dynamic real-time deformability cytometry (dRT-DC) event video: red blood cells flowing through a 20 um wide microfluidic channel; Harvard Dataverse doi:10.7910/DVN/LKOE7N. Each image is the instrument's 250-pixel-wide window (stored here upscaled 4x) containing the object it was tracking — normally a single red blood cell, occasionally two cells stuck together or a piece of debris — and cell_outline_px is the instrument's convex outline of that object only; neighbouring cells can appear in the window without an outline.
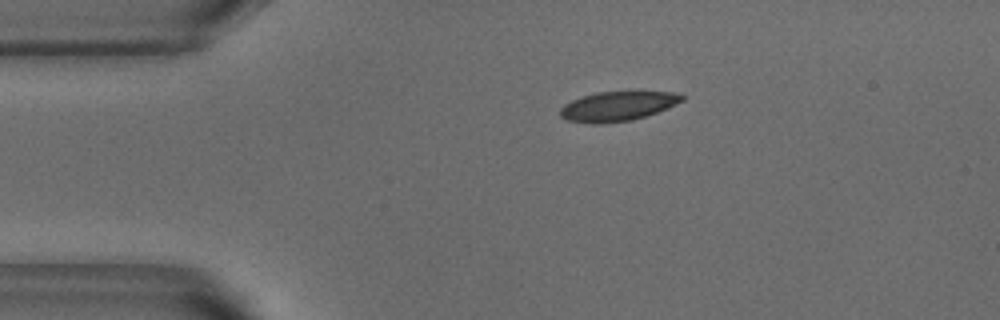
{"species": "common noctule bat (a hibernating species)", "species_latin": "Nyctalus noctula", "temperature_condition": "warm", "stored_images_in_passage": 31, "camera_frame_rate_fps": 3000, "um_per_image_px": 0.085, "animal": {"sex": "male", "body_mass_g": 18.8}, "frame": {"image": 1, "passage_image": 1, "time_ms": 0.0, "image_size_px": [1000, 320], "cell_outline_px": [[684, 100], [668, 108], [632, 120], [600, 124], [592, 124], [568, 120], [560, 116], [560, 108], [564, 104], [572, 100], [596, 92], [628, 88], [636, 88], [672, 92], [684, 96]], "centroid_in_image_um": [52.55, 8.96], "position_along_channel_um": 32.5, "area_um2": 21.96}}
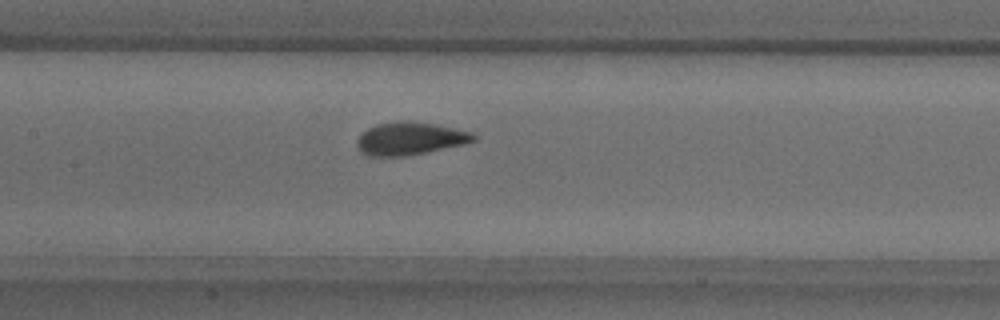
{"frame": {"image": 2, "passage_image": 15, "time_ms": 4.667, "image_size_px": [1000, 320], "cell_outline_px": [[476, 140], [464, 144], [404, 156], [368, 156], [356, 144], [356, 140], [368, 128], [376, 124], [400, 120], [412, 120], [436, 124], [472, 132], [476, 136]], "centroid_in_image_um": [34.86, 11.75], "position_along_channel_um": 172.5, "area_um2": 22.14}}
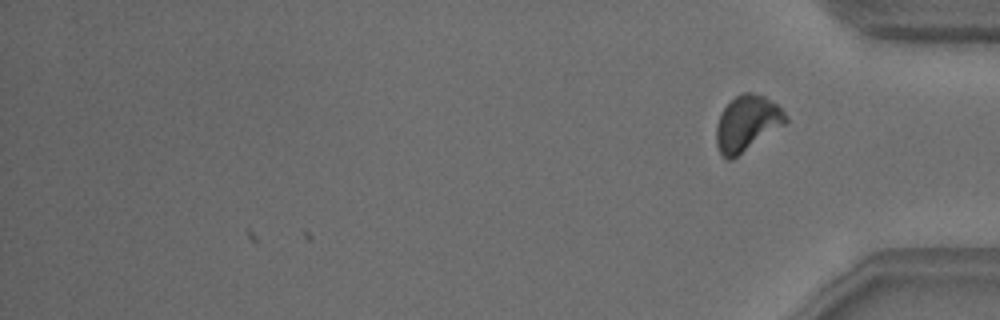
{"frame": {"image": 3, "passage_image": 31, "time_ms": 10.0, "image_size_px": [1000, 320], "cell_outline_px": [[788, 120], [784, 124], [732, 160], [728, 160], [720, 152], [716, 144], [716, 128], [720, 116], [724, 108], [736, 96], [744, 92], [752, 92], [764, 96], [776, 104], [788, 116]], "centroid_in_image_um": [63.49, 10.48], "position_along_channel_um": 371.7, "area_um2": 22.08}, "authors_computed_cell_mechanics": {"area_um2": 21.9062, "velocity_mm_per_s": 3.8053, "shape_relaxation_time_tau1_ms": 3.1625, "shape_relaxation_time_tau2_ms": null, "deformation_change_tau1": 0.1382, "deformation_change_tau2": null}}